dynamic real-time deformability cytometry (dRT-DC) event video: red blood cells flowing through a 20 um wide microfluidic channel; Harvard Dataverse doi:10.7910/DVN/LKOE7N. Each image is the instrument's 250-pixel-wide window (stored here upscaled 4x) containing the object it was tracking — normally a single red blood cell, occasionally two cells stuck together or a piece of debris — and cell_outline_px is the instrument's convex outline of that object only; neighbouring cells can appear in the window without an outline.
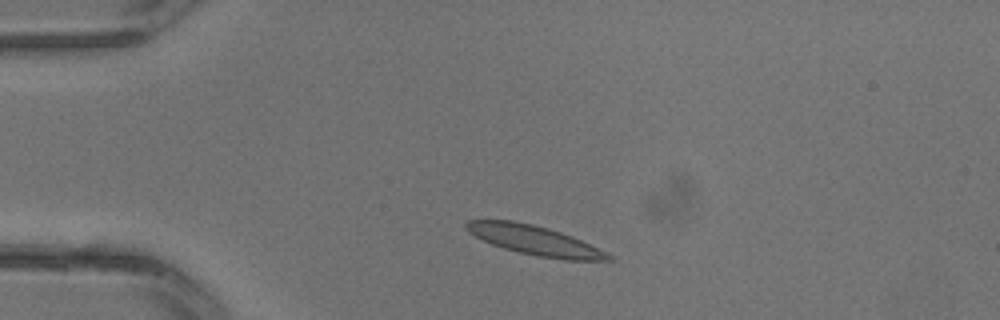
{"species": "common noctule bat (a hibernating species)", "species_latin": "Nyctalus noctula", "temperature_condition": "warm", "stored_images_in_passage": 2, "camera_frame_rate_fps": 3000, "um_per_image_px": 0.085, "animal": {"sex": "male", "body_mass_g": 13.3}, "frame": {"image": 1, "passage_image": 2, "time_ms": 0.333, "image_size_px": [1000, 320], "cell_outline_px": [[616, 260], [564, 260], [536, 256], [504, 248], [492, 244], [468, 232], [464, 228], [464, 224], [468, 220], [512, 220], [532, 224], [548, 228], [572, 236], [608, 252]], "centroid_in_image_um": [45.47, 20.43], "position_along_channel_um": 39.5, "area_um2": 24.33}}